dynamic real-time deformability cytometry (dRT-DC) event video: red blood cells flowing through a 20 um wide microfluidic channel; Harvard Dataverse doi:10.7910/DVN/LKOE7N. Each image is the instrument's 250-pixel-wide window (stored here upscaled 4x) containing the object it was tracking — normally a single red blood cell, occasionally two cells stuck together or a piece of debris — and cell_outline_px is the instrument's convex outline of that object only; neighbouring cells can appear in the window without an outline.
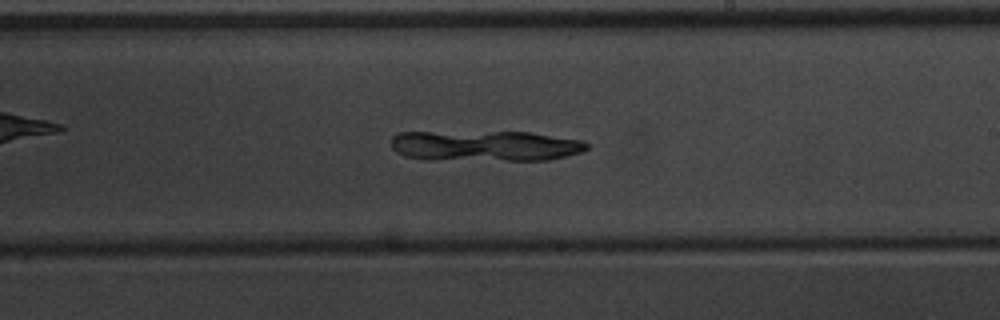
{"species": "common noctule bat (a hibernating species)", "species_latin": "Nyctalus noctula", "temperature_condition": "warm", "stored_images_in_passage": 51, "camera_frame_rate_fps": 3000, "um_per_image_px": 0.085, "animal": {"sex": "male", "body_mass_g": 20.1, "forearm_length_mm": 53.5}, "frame": {"image": 1, "passage_image": 30, "time_ms": 9.667, "image_size_px": [1000, 320], "cell_outline_px": [[588, 148], [580, 152], [548, 160], [428, 160], [404, 156], [396, 152], [392, 148], [392, 136], [396, 132], [532, 132], [580, 140], [588, 144]], "centroid_in_image_um": [41.18, 12.4], "position_along_channel_um": 247.8, "area_um2": 35.14}}
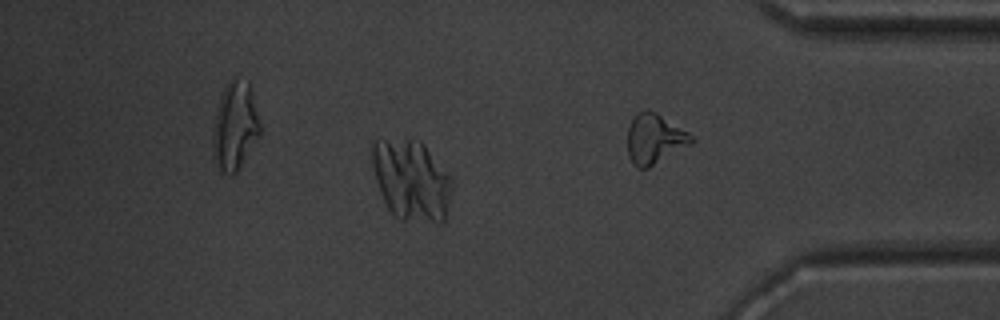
{"frame": {"image": 2, "passage_image": 44, "time_ms": 14.333, "image_size_px": [1000, 320], "cell_outline_px": [[452, 184], [444, 220], [440, 224], [400, 220], [388, 208], [380, 192], [376, 180], [372, 164], [372, 140], [380, 136], [420, 140], [424, 144], [452, 176]], "centroid_in_image_um": [34.94, 15.27], "position_along_channel_um": 400.3, "area_um2": 38.38}}